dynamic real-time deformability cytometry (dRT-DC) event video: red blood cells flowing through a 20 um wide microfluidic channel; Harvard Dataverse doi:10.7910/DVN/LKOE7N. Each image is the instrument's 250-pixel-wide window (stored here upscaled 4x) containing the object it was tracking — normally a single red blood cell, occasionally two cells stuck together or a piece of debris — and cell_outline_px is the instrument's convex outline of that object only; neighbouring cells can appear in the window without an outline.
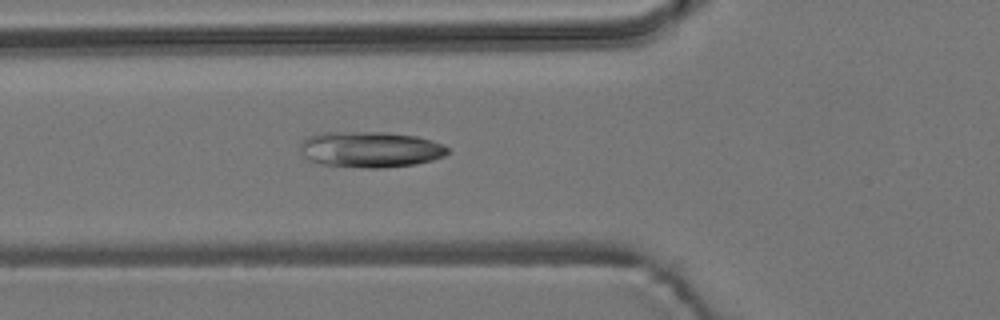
{"species": "common noctule bat (a hibernating species)", "species_latin": "Nyctalus noctula", "temperature_condition": "room temperature", "stored_images_in_passage": 5, "camera_frame_rate_fps": 3000, "um_per_image_px": 0.085, "animal": {"sex": "male", "body_mass_g": 19.2, "forearm_length_mm": 51.8}, "frame": {"image": 1, "passage_image": 5, "time_ms": 4.667, "image_size_px": [1000, 320], "cell_outline_px": [[448, 152], [444, 156], [432, 160], [416, 164], [384, 168], [360, 168], [320, 164], [308, 160], [304, 156], [300, 148], [300, 144], [308, 136], [324, 132], [384, 132], [416, 136], [432, 140], [444, 144], [448, 148]], "centroid_in_image_um": [31.48, 12.71], "position_along_channel_um": 94.3, "area_um2": 31.1}}